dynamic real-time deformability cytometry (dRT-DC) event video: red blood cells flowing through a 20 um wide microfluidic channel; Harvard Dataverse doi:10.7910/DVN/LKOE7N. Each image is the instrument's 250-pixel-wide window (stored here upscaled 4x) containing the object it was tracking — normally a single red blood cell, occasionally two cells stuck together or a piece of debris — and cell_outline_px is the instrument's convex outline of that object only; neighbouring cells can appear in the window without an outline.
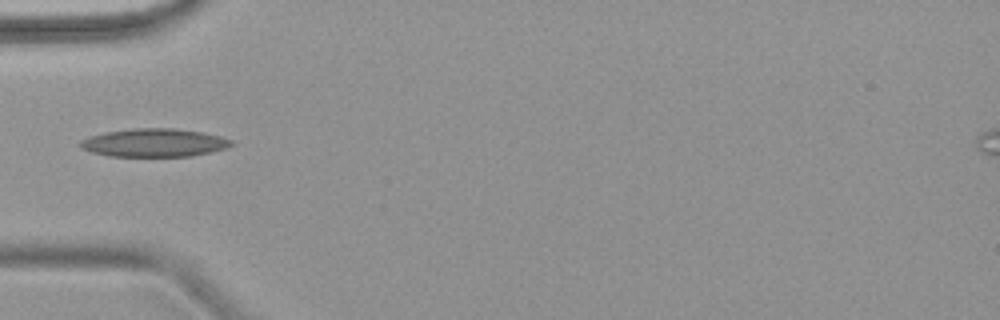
{"species": "common noctule bat (a hibernating species)", "species_latin": "Nyctalus noctula", "temperature_condition": "warm", "stored_images_in_passage": 6, "camera_frame_rate_fps": 3000, "um_per_image_px": 0.085, "animal": {"sex": "female", "body_mass_g": 18.4}, "frame": {"image": 1, "passage_image": 4, "time_ms": 3.667, "image_size_px": [1000, 320], "cell_outline_px": [[236, 144], [228, 148], [212, 152], [192, 156], [108, 156], [92, 152], [80, 148], [80, 140], [88, 136], [104, 132], [132, 128], [176, 128], [204, 132], [220, 136], [232, 140]], "centroid_in_image_um": [13.14, 12.12], "position_along_channel_um": 71.9, "area_um2": 25.2}}
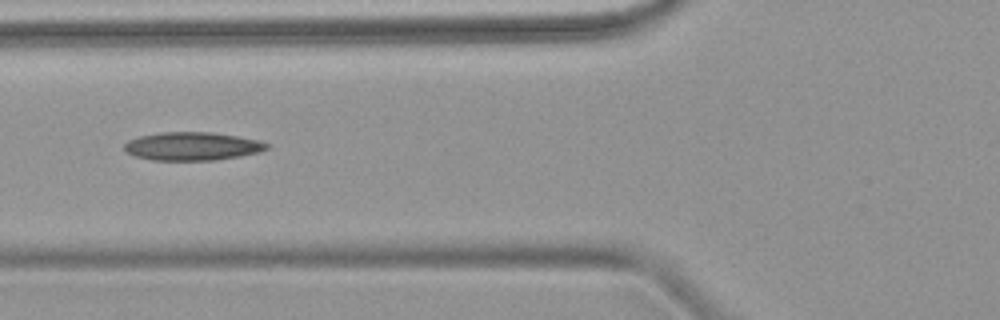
{"frame": {"image": 2, "passage_image": 5, "time_ms": 4.667, "image_size_px": [1000, 320], "cell_outline_px": [[268, 148], [256, 152], [240, 156], [216, 160], [152, 160], [136, 156], [124, 152], [124, 144], [128, 140], [140, 136], [160, 132], [212, 132], [260, 140], [268, 144]], "centroid_in_image_um": [16.3, 12.43], "position_along_channel_um": 109.5, "area_um2": 23.41}}
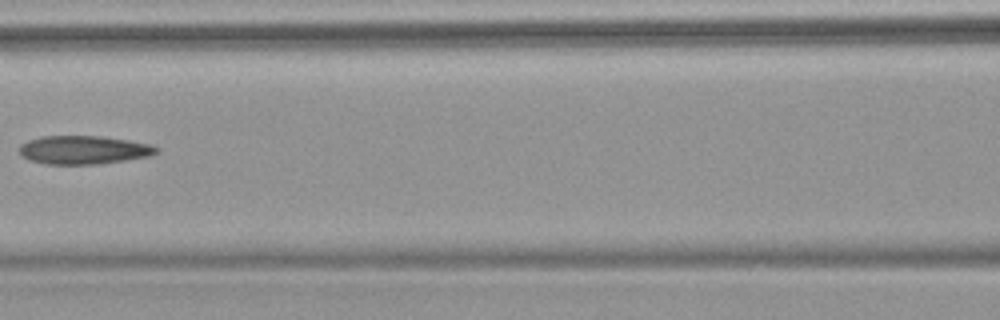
{"frame": {"image": 3, "passage_image": 6, "time_ms": 6.0, "image_size_px": [1000, 320], "cell_outline_px": [[160, 152], [148, 156], [100, 164], [44, 164], [28, 160], [20, 156], [20, 144], [28, 140], [40, 136], [100, 136], [128, 140], [152, 144], [160, 148]], "centroid_in_image_um": [7.1, 12.74], "position_along_channel_um": 159.5, "area_um2": 22.95}}